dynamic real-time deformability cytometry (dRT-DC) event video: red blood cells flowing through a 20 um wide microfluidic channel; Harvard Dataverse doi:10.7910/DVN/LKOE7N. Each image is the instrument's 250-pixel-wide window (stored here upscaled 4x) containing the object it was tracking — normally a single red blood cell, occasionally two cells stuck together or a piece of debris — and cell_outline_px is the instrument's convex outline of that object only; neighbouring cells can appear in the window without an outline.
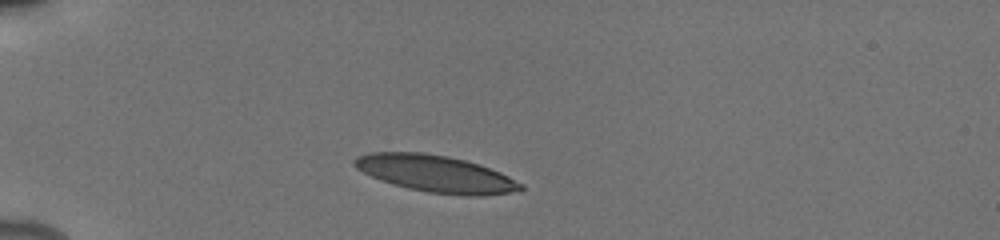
{"species": "human", "species_latin": "Homo sapiens", "temperature_condition": "cold", "stored_images_in_passage": 35, "camera_frame_rate_fps": 3000, "um_per_image_px": 0.085, "donor": {"sex": "male"}, "frame": {"image": 1, "passage_image": 1, "time_ms": 0.0, "image_size_px": [1000, 240], "cell_outline_px": [[524, 188], [520, 192], [480, 196], [468, 196], [428, 192], [408, 188], [392, 184], [380, 180], [356, 168], [352, 164], [352, 160], [356, 156], [372, 152], [424, 152], [448, 156], [480, 164], [500, 172], [524, 184]], "centroid_in_image_um": [37.07, 14.77], "position_along_channel_um": 47.9, "area_um2": 36.01}}
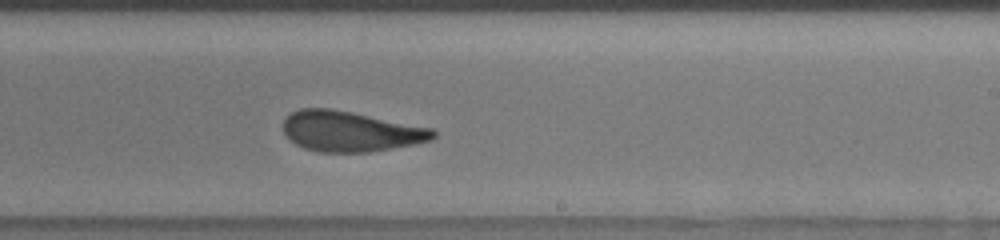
{"frame": {"image": 2, "passage_image": 18, "time_ms": 6.333, "image_size_px": [1000, 240], "cell_outline_px": [[436, 136], [432, 140], [416, 144], [368, 152], [320, 152], [304, 148], [296, 144], [284, 132], [284, 120], [292, 112], [300, 108], [332, 108], [432, 128], [436, 132]], "centroid_in_image_um": [29.81, 11.16], "position_along_channel_um": 259.2, "area_um2": 35.14}}
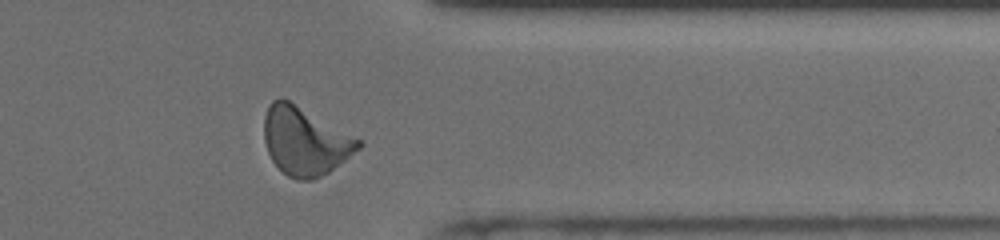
{"frame": {"image": 3, "passage_image": 27, "time_ms": 9.667, "image_size_px": [1000, 240], "cell_outline_px": [[364, 144], [360, 148], [328, 172], [312, 180], [296, 180], [288, 176], [272, 160], [268, 152], [264, 140], [264, 116], [268, 104], [272, 100], [280, 96], [288, 100], [360, 140]], "centroid_in_image_um": [25.88, 11.99], "position_along_channel_um": 385.5, "area_um2": 36.82}, "authors_computed_cell_mechanics": {"area_um2": 35.7204, "velocity_mm_per_s": 3.8998, "shape_relaxation_time_tau1_ms": 3.5156, "shape_relaxation_time_tau2_ms": 1.7265, "deformation_change_tau1": 0.1592, "deformation_change_tau2": 0.0953}}